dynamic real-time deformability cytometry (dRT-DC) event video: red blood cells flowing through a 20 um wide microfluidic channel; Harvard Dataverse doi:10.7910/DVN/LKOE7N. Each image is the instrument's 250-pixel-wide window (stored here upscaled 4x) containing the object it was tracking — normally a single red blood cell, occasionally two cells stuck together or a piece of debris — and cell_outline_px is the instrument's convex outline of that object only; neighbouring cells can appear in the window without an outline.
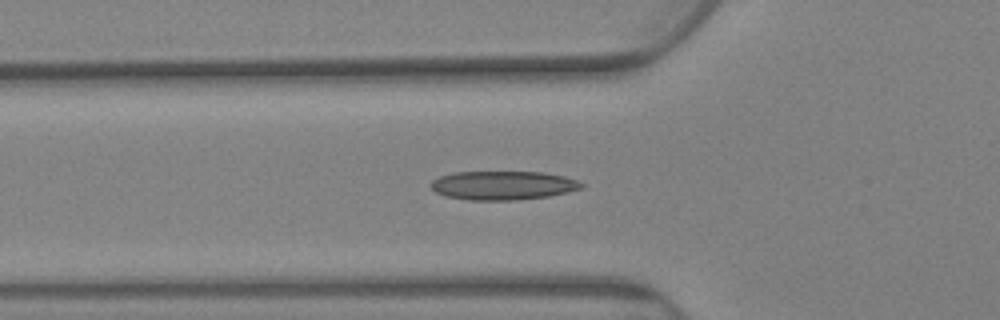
{"species": "Egyptian fruit bat (a non-hibernating species)", "species_latin": "Rousettus aegyptiacus", "temperature_condition": "warm", "stored_images_in_passage": 55, "camera_frame_rate_fps": 3000, "um_per_image_px": 0.085, "animal": {"sex": "female"}, "frame": {"image": 1, "passage_image": 2, "time_ms": 0.333, "image_size_px": [1000, 320], "cell_outline_px": [[584, 184], [580, 188], [568, 192], [548, 196], [516, 200], [468, 200], [444, 196], [436, 192], [428, 184], [432, 180], [440, 176], [452, 172], [544, 172], [564, 176], [576, 180]], "centroid_in_image_um": [42.7, 15.76], "position_along_channel_um": 83.1, "area_um2": 25.37}}
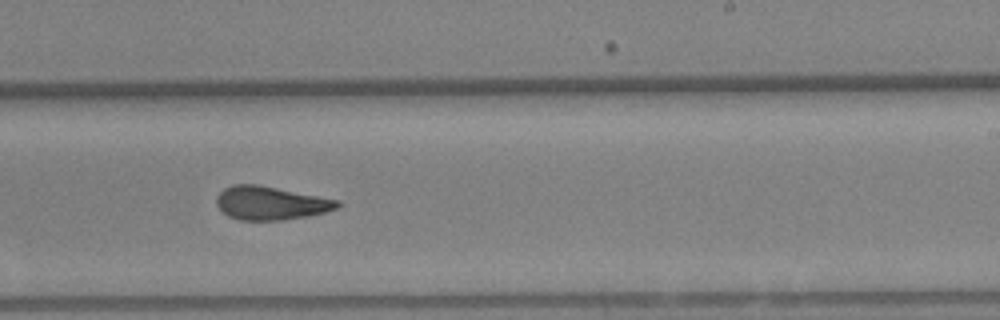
{"frame": {"image": 2, "passage_image": 24, "time_ms": 7.667, "image_size_px": [1000, 320], "cell_outline_px": [[340, 204], [336, 208], [324, 212], [308, 216], [284, 220], [240, 220], [228, 216], [216, 204], [216, 196], [224, 188], [232, 184], [256, 184], [340, 200]], "centroid_in_image_um": [22.98, 17.26], "position_along_channel_um": 266.0, "area_um2": 23.47}}
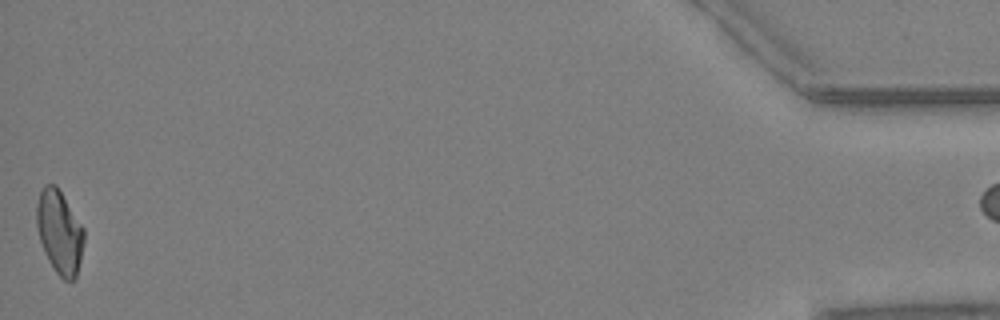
{"frame": {"image": 3, "passage_image": 55, "time_ms": 18.0, "image_size_px": [1000, 320], "cell_outline_px": [[84, 240], [80, 260], [76, 276], [72, 280], [64, 280], [56, 272], [48, 260], [44, 252], [40, 240], [36, 224], [36, 204], [40, 192], [44, 184], [56, 184], [84, 228]], "centroid_in_image_um": [5.04, 19.7], "position_along_channel_um": 430.2, "area_um2": 22.95}}